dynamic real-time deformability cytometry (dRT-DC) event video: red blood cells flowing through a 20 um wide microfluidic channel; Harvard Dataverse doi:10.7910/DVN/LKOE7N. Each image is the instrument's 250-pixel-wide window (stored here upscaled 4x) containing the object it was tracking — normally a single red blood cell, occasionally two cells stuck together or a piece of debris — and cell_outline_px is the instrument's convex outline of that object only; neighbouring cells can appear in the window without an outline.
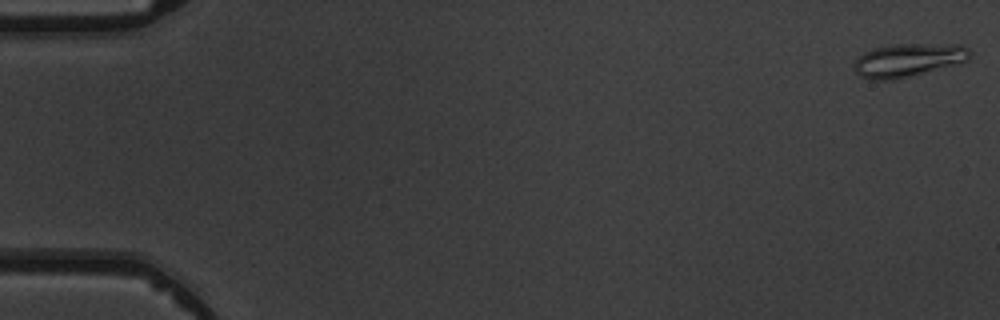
{"species": "common noctule bat (a hibernating species)", "species_latin": "Nyctalus noctula", "temperature_condition": "warm", "stored_images_in_passage": 5, "camera_frame_rate_fps": 3000, "um_per_image_px": 0.085, "animal": {"sex": "male", "body_mass_g": 19.5, "forearm_length_mm": 54.6}, "frame": {"image": 1, "passage_image": 1, "time_ms": 0.0, "image_size_px": [1000, 320], "cell_outline_px": [[972, 52], [968, 60], [912, 76], [892, 80], [872, 80], [860, 76], [852, 68], [852, 64], [864, 52], [872, 48], [896, 44], [960, 44], [968, 48]], "centroid_in_image_um": [77.17, 5.1], "position_along_channel_um": 7.8, "area_um2": 22.54}}
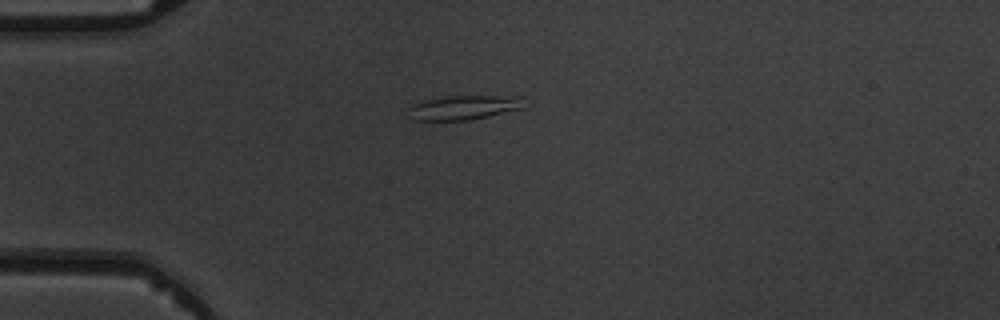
{"frame": {"image": 2, "passage_image": 5, "time_ms": 4.333, "image_size_px": [1000, 320], "cell_outline_px": [[524, 108], [488, 116], [468, 120], [412, 120], [408, 116], [408, 108], [412, 104], [424, 100], [448, 96], [524, 96]], "centroid_in_image_um": [39.42, 9.13], "position_along_channel_um": 45.6, "area_um2": 16.53}}